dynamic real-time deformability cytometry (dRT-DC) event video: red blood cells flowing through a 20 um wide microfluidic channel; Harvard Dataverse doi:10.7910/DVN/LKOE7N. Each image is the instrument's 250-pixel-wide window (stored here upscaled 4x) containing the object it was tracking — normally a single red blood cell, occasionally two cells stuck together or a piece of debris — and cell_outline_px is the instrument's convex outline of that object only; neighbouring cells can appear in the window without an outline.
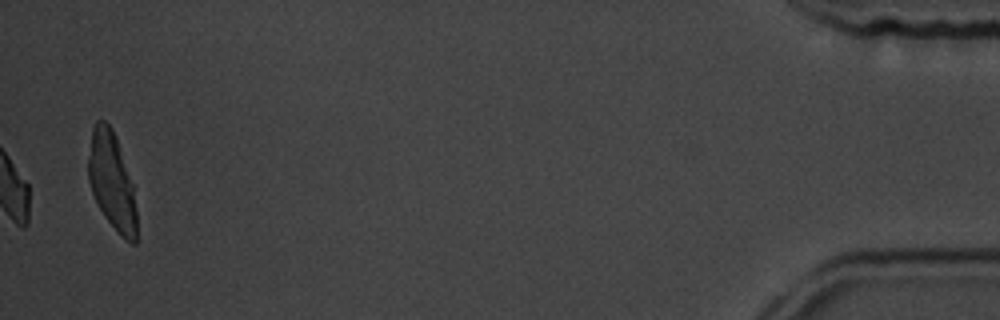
{"species": "common noctule bat (a hibernating species)", "species_latin": "Nyctalus noctula", "temperature_condition": "room temperature", "stored_images_in_passage": 52, "camera_frame_rate_fps": 3000, "um_per_image_px": 0.085, "animal": {"sex": "male", "body_mass_g": 19.5, "forearm_length_mm": 54.6}, "frame": {"image": 1, "passage_image": 52, "time_ms": 17.0, "image_size_px": [1000, 320], "cell_outline_px": [[136, 244], [132, 244], [124, 240], [120, 236], [104, 216], [92, 192], [88, 180], [88, 160], [92, 128], [96, 120], [104, 120], [112, 128], [116, 136], [132, 184], [136, 208]], "centroid_in_image_um": [9.5, 15.42], "position_along_channel_um": 425.7, "area_um2": 27.28}, "authors_computed_cell_mechanics": {"area_um2": 18.1781, "velocity_mm_per_s": 3.755, "shape_relaxation_time_tau1_ms": 1.6878, "shape_relaxation_time_tau2_ms": 3.263, "deformation_change_tau1": 0.0896, "deformation_change_tau2": 0.0604}}